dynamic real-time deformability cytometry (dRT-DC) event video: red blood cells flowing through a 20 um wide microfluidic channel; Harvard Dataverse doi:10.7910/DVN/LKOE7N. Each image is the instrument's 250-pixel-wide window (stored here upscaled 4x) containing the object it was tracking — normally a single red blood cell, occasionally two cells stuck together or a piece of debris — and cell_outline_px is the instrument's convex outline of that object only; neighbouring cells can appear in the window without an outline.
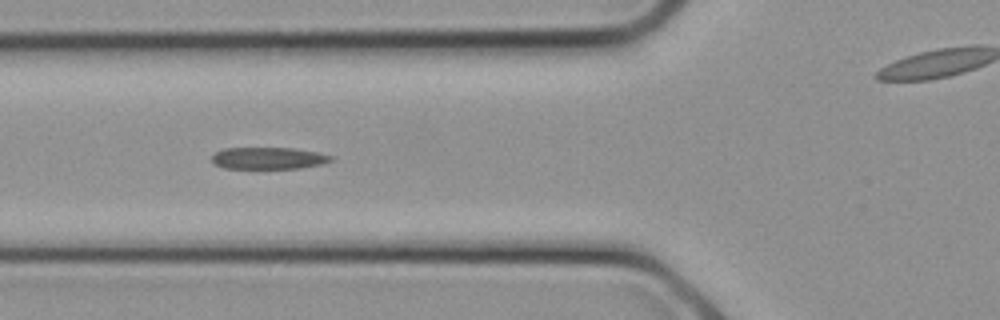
{"species": "common noctule bat (a hibernating species)", "species_latin": "Nyctalus noctula", "temperature_condition": "cold", "stored_images_in_passage": 13, "camera_frame_rate_fps": 3000, "um_per_image_px": 0.085, "animal": {"sex": "female", "body_mass_g": 21.9}, "frame": {"image": 1, "passage_image": 10, "time_ms": 3.0, "image_size_px": [1000, 320], "cell_outline_px": [[332, 160], [320, 164], [300, 168], [224, 168], [212, 164], [212, 156], [216, 152], [224, 148], [292, 148], [320, 152], [332, 156]], "centroid_in_image_um": [22.79, 13.44], "position_along_channel_um": 103.0, "area_um2": 15.14}}
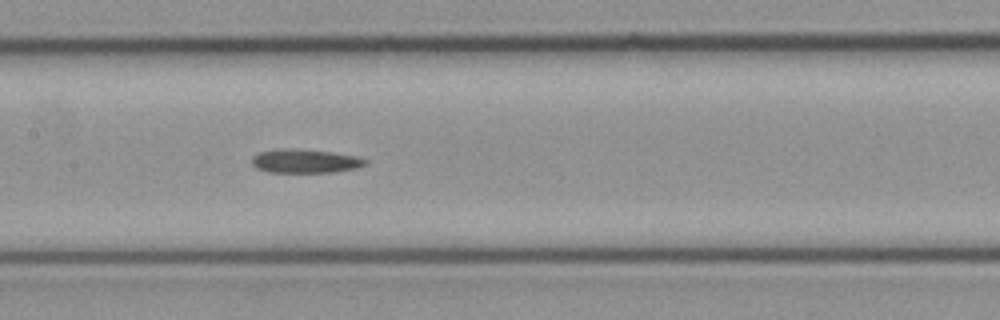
{"frame": {"image": 2, "passage_image": 13, "time_ms": 4.0, "image_size_px": [1000, 320], "cell_outline_px": [[368, 164], [356, 168], [336, 172], [268, 172], [256, 168], [252, 164], [252, 156], [260, 152], [280, 148], [292, 148], [332, 152], [360, 156], [368, 160]], "centroid_in_image_um": [25.97, 13.69], "position_along_channel_um": 181.4, "area_um2": 15.95}}